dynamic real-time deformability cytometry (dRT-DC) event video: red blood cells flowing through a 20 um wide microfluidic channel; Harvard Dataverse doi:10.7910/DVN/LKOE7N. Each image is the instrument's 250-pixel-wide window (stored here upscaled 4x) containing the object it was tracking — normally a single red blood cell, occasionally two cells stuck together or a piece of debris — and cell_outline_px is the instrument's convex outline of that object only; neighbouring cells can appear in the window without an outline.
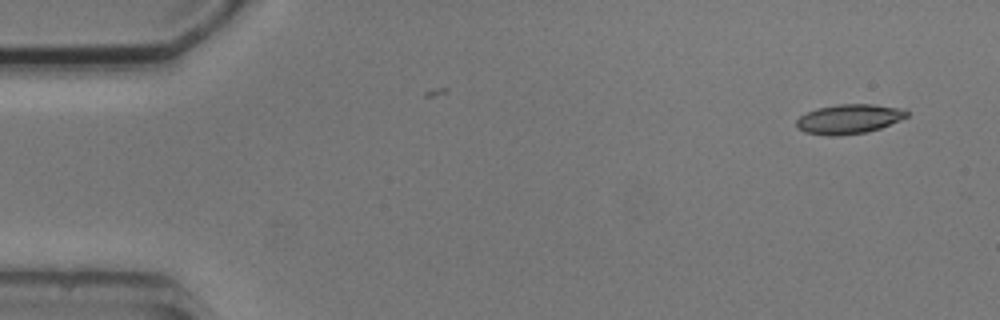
{"species": "common noctule bat (a hibernating species)", "species_latin": "Nyctalus noctula", "temperature_condition": "cold", "stored_images_in_passage": 2, "camera_frame_rate_fps": 3000, "um_per_image_px": 0.085, "animal": {"sex": "male", "body_mass_g": 20.5, "forearm_length_mm": 52.5}, "frame": {"image": 1, "passage_image": 1, "time_ms": 0.0, "image_size_px": [1000, 320], "cell_outline_px": [[908, 116], [900, 120], [880, 128], [864, 132], [832, 136], [804, 132], [796, 128], [796, 120], [800, 116], [816, 108], [836, 104], [872, 104], [904, 108], [908, 112]], "centroid_in_image_um": [72.15, 10.1], "position_along_channel_um": 12.8, "area_um2": 18.96}}